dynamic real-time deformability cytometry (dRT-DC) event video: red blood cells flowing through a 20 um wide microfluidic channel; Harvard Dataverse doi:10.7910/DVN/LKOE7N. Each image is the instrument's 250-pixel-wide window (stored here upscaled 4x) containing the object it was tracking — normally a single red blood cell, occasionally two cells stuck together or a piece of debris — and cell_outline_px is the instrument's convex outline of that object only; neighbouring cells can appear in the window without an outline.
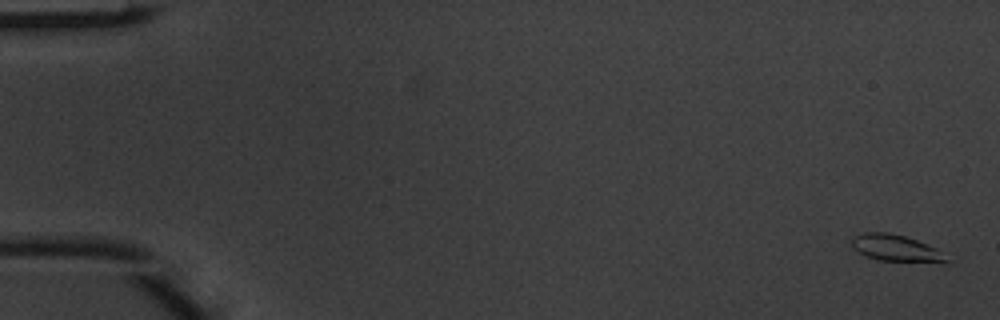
{"species": "common noctule bat (a hibernating species)", "species_latin": "Nyctalus noctula", "temperature_condition": "warm", "stored_images_in_passage": 5, "segment_of_instrument_passage": [2, 2], "camera_frame_rate_fps": 3000, "um_per_image_px": 0.085, "animal": {"sex": "male", "body_mass_g": 20.1, "forearm_length_mm": 53.5}, "frame": {"image": 1, "passage_image": 5, "time_ms": 1.333, "image_size_px": [1000, 320], "cell_outline_px": [[948, 264], [876, 260], [864, 256], [852, 248], [852, 240], [856, 236], [864, 232], [888, 232], [904, 236], [916, 240], [936, 248], [948, 260]], "centroid_in_image_um": [76.16, 21.12], "position_along_channel_um": 8.8, "area_um2": 14.91}}